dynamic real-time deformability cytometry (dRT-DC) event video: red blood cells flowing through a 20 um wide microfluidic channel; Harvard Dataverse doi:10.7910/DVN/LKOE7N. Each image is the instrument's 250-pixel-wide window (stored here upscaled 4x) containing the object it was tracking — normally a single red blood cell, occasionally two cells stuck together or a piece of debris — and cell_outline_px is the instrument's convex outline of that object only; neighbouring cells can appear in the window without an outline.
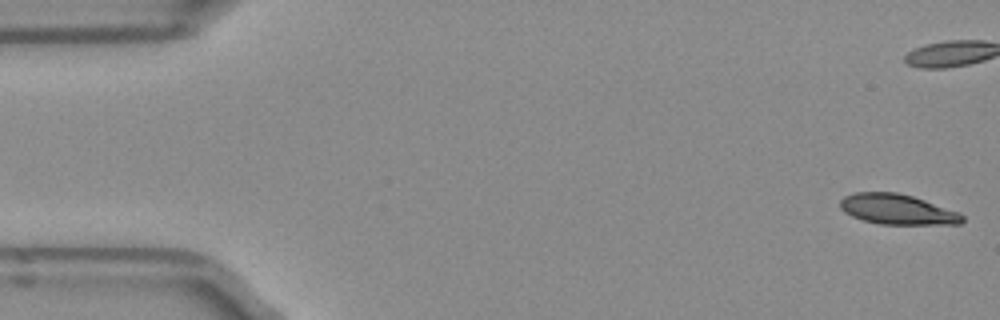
{"species": "Egyptian fruit bat (a non-hibernating species)", "species_latin": "Rousettus aegyptiacus", "temperature_condition": "room temperature", "stored_images_in_passage": 51, "camera_frame_rate_fps": 3000, "um_per_image_px": 0.085, "frame": {"image": 1, "passage_image": 1, "time_ms": 0.0, "image_size_px": [1000, 320], "cell_outline_px": [[964, 220], [960, 224], [880, 224], [864, 220], [852, 216], [844, 212], [840, 208], [840, 200], [844, 196], [856, 192], [896, 192], [912, 196], [960, 212], [964, 216]], "centroid_in_image_um": [76.27, 17.79], "position_along_channel_um": 8.7, "area_um2": 21.5}}
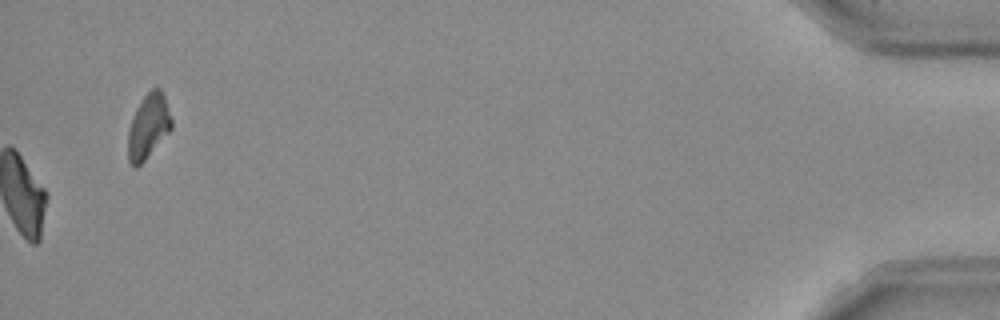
{"frame": {"image": 2, "passage_image": 51, "time_ms": 16.667, "image_size_px": [1000, 320], "cell_outline_px": [[172, 128], [144, 160], [136, 168], [132, 168], [128, 160], [128, 128], [132, 116], [136, 108], [144, 96], [152, 88], [160, 88], [164, 96], [172, 120]], "centroid_in_image_um": [12.58, 10.74], "position_along_channel_um": 422.6, "area_um2": 16.24}, "authors_computed_cell_mechanics": {"area_um2": 23.2356, "velocity_mm_per_s": 3.962, "shape_relaxation_time_tau1_ms": 6.7787, "shape_relaxation_time_tau2_ms": 4.9295, "deformation_change_tau1": 0.1905, "deformation_change_tau2": 0.1027}}